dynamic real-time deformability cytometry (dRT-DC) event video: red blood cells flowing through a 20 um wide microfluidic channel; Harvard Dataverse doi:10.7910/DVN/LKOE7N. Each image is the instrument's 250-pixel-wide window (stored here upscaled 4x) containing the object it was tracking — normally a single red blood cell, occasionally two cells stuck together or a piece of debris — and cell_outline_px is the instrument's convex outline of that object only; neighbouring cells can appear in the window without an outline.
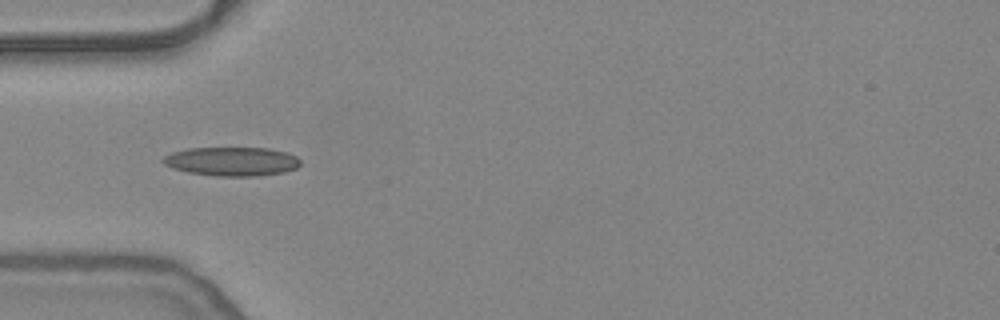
{"species": "common noctule bat (a hibernating species)", "species_latin": "Nyctalus noctula", "temperature_condition": "warm", "stored_images_in_passage": 38, "camera_frame_rate_fps": 3000, "um_per_image_px": 0.085, "animal": {"sex": "female", "body_mass_g": 24.6, "forearm_length_mm": 56.2}, "frame": {"image": 1, "passage_image": 1, "time_ms": 0.0, "image_size_px": [1000, 320], "cell_outline_px": [[300, 164], [296, 168], [284, 172], [256, 176], [216, 176], [188, 172], [172, 168], [164, 164], [160, 160], [164, 156], [172, 152], [188, 148], [268, 148], [288, 152], [296, 156], [300, 160]], "centroid_in_image_um": [19.7, 13.72], "position_along_channel_um": 65.3, "area_um2": 23.24}}
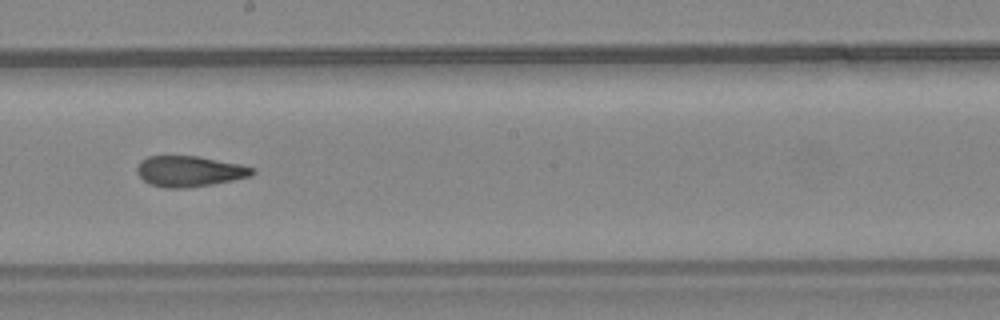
{"frame": {"image": 2, "passage_image": 14, "time_ms": 4.333, "image_size_px": [1000, 320], "cell_outline_px": [[256, 172], [252, 176], [212, 184], [184, 188], [164, 188], [148, 184], [136, 172], [136, 168], [140, 160], [148, 156], [196, 156], [240, 164], [256, 168]], "centroid_in_image_um": [16.1, 14.56], "position_along_channel_um": 232.1, "area_um2": 20.75}}
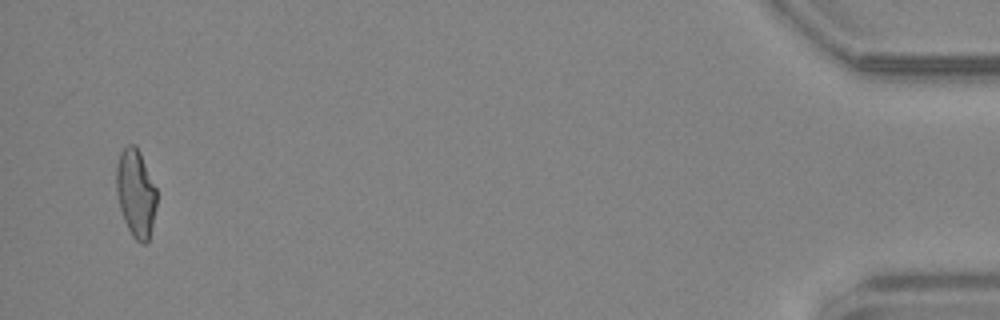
{"frame": {"image": 3, "passage_image": 36, "time_ms": 11.667, "image_size_px": [1000, 320], "cell_outline_px": [[156, 208], [148, 240], [144, 244], [140, 244], [132, 236], [124, 220], [120, 208], [116, 192], [116, 164], [120, 152], [128, 144], [136, 144], [140, 152], [156, 188]], "centroid_in_image_um": [11.53, 16.4], "position_along_channel_um": 423.7, "area_um2": 20.63}, "authors_computed_cell_mechanics": {"area_um2": 20.7502, "velocity_mm_per_s": 3.8326, "shape_relaxation_time_tau1_ms": null, "shape_relaxation_time_tau2_ms": 2.174, "deformation_change_tau1": null, "deformation_change_tau2": 0.1104}}